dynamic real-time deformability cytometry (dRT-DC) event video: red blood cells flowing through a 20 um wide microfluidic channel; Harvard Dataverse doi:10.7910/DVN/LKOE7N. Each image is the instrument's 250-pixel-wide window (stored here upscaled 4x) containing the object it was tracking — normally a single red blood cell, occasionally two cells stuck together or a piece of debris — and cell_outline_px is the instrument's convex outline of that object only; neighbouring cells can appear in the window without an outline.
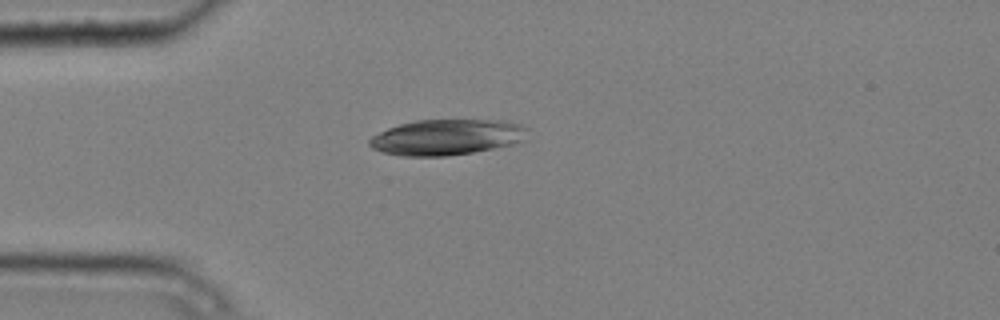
{"species": "common noctule bat (a hibernating species)", "species_latin": "Nyctalus noctula", "temperature_condition": "cold", "stored_images_in_passage": 5, "camera_frame_rate_fps": 3000, "um_per_image_px": 0.085, "animal": {"sex": "male", "body_mass_g": 20.4}, "frame": {"image": 1, "passage_image": 4, "time_ms": 1.0, "image_size_px": [1000, 320], "cell_outline_px": [[528, 140], [512, 144], [472, 152], [448, 156], [400, 156], [384, 152], [372, 148], [368, 144], [368, 140], [372, 136], [388, 128], [400, 124], [416, 120], [508, 120], [520, 124], [528, 128]], "centroid_in_image_um": [38.02, 11.65], "position_along_channel_um": 47.0, "area_um2": 33.12}}